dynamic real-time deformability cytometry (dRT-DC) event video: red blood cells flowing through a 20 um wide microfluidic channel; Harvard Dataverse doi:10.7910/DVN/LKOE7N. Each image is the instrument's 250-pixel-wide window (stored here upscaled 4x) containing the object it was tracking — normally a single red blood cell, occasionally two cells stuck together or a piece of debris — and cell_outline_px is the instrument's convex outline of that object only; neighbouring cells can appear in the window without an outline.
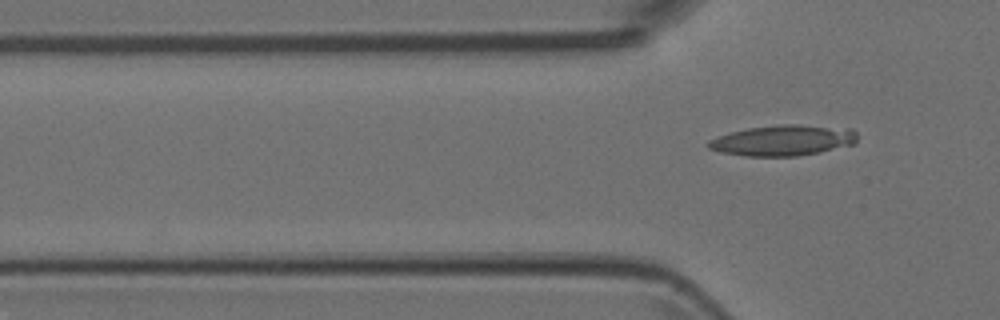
{"species": "Egyptian fruit bat (a non-hibernating species)", "species_latin": "Rousettus aegyptiacus", "temperature_condition": "room temperature", "stored_images_in_passage": 4, "camera_frame_rate_fps": 3000, "um_per_image_px": 0.085, "animal": {"sex": "female"}, "frame": {"image": 1, "passage_image": 4, "time_ms": 1.0, "image_size_px": [1000, 320], "cell_outline_px": [[856, 140], [852, 144], [820, 152], [796, 156], [744, 156], [720, 152], [708, 148], [704, 144], [708, 140], [732, 132], [748, 128], [784, 124], [796, 124], [852, 128], [856, 132]], "centroid_in_image_um": [66.53, 11.93], "position_along_channel_um": 59.3, "area_um2": 26.59}}